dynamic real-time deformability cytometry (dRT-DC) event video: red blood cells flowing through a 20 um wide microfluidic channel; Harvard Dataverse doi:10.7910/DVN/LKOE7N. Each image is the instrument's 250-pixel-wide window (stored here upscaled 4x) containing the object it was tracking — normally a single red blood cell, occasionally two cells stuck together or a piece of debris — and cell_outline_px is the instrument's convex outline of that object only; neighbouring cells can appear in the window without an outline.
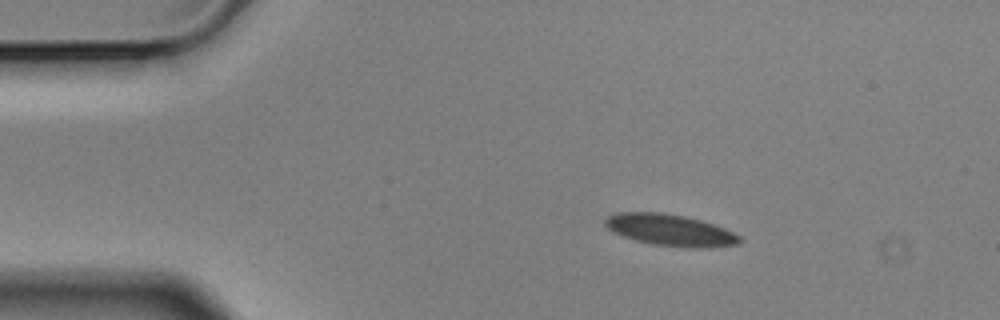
{"species": "Egyptian fruit bat (a non-hibernating species)", "species_latin": "Rousettus aegyptiacus", "temperature_condition": "cold", "stored_images_in_passage": 4, "camera_frame_rate_fps": 3000, "um_per_image_px": 0.085, "animal": {"sex": "male"}, "frame": {"image": 1, "passage_image": 2, "time_ms": 0.333, "image_size_px": [1000, 320], "cell_outline_px": [[744, 240], [736, 244], [692, 248], [652, 244], [636, 240], [624, 236], [608, 228], [604, 224], [604, 220], [608, 216], [616, 212], [664, 212], [684, 216], [700, 220], [724, 228], [740, 236]], "centroid_in_image_um": [56.94, 19.54], "position_along_channel_um": 28.1, "area_um2": 24.39}}
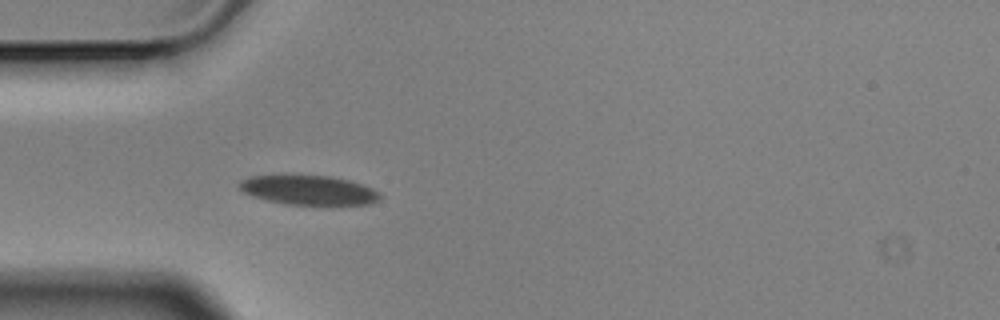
{"frame": {"image": 2, "passage_image": 4, "time_ms": 1.0, "image_size_px": [1000, 320], "cell_outline_px": [[380, 196], [376, 200], [368, 204], [328, 208], [284, 204], [252, 196], [244, 192], [240, 188], [240, 180], [252, 176], [328, 176], [348, 180], [372, 188], [380, 192]], "centroid_in_image_um": [26.3, 16.22], "position_along_channel_um": 58.7, "area_um2": 24.68}}